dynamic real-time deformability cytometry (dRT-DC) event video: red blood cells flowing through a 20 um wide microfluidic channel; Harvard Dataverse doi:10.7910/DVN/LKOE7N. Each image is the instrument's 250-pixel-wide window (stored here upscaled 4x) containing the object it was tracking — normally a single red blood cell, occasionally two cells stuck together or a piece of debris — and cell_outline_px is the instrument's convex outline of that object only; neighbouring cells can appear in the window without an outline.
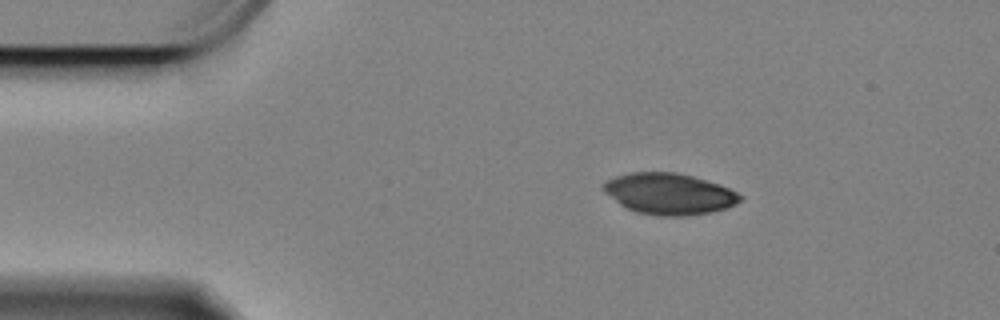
{"species": "Egyptian fruit bat (a non-hibernating species)", "species_latin": "Rousettus aegyptiacus", "temperature_condition": "cold", "stored_images_in_passage": 50, "camera_frame_rate_fps": 3000, "um_per_image_px": 0.085, "animal": {"sex": "female"}, "frame": {"image": 1, "passage_image": 1, "time_ms": 0.0, "image_size_px": [1000, 320], "cell_outline_px": [[744, 196], [736, 204], [724, 208], [708, 212], [680, 216], [660, 216], [636, 212], [620, 204], [604, 192], [604, 184], [608, 180], [616, 176], [628, 172], [676, 172], [692, 176], [720, 184]], "centroid_in_image_um": [56.88, 16.46], "position_along_channel_um": 28.1, "area_um2": 32.48}}
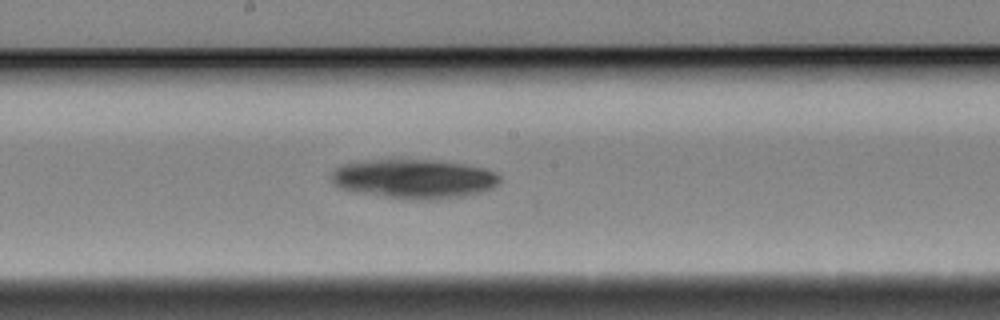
{"frame": {"image": 2, "passage_image": 22, "time_ms": 7.0, "image_size_px": [1000, 320], "cell_outline_px": [[500, 184], [484, 192], [464, 196], [440, 200], [420, 200], [348, 192], [332, 184], [332, 172], [336, 168], [344, 164], [380, 160], [432, 160], [464, 164], [484, 168], [496, 172], [500, 176]], "centroid_in_image_um": [35.23, 15.23], "position_along_channel_um": 213.0, "area_um2": 38.73}}
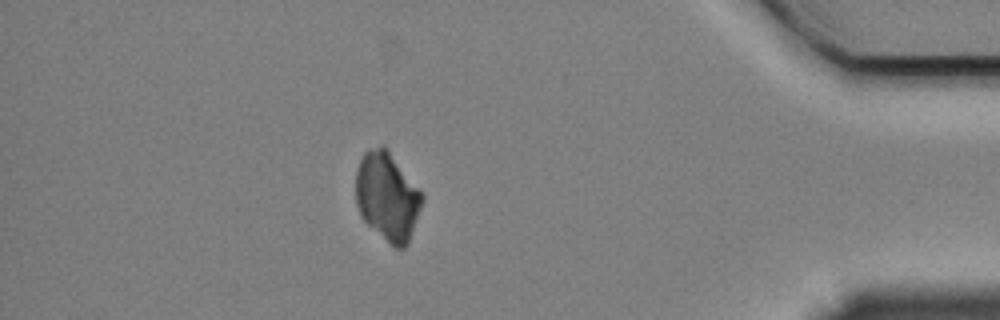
{"frame": {"image": 3, "passage_image": 43, "time_ms": 14.0, "image_size_px": [1000, 320], "cell_outline_px": [[424, 200], [408, 244], [404, 248], [392, 248], [360, 216], [356, 204], [356, 168], [364, 152], [368, 148], [384, 144], [424, 192]], "centroid_in_image_um": [32.94, 16.68], "position_along_channel_um": 402.3, "area_um2": 34.97}}